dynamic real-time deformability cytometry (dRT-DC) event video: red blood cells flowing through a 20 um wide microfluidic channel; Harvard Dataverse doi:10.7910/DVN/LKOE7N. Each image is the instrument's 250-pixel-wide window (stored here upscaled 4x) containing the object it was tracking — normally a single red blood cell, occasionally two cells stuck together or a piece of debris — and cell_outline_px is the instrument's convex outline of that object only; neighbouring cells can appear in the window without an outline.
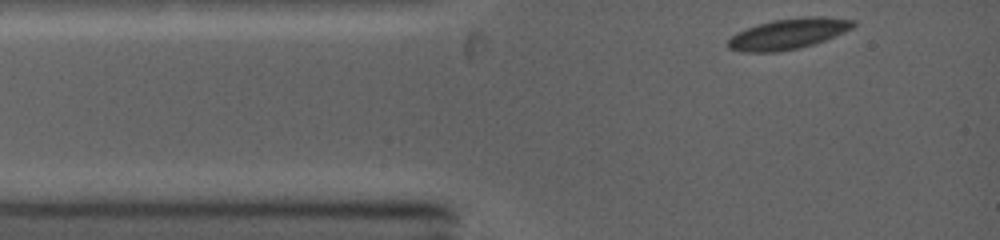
{"species": "common noctule bat (a hibernating species)", "species_latin": "Nyctalus noctula", "temperature_condition": "warm", "stored_images_in_passage": 43, "camera_frame_rate_fps": 5000, "um_per_image_px": 0.085, "animal": {"sex": "female", "body_mass_g": 19.0, "forearm_length_mm": 53.3}, "frame": {"image": 1, "passage_image": 1, "time_ms": 0.0, "image_size_px": [1000, 240], "cell_outline_px": [[856, 24], [852, 28], [844, 32], [824, 40], [812, 44], [796, 48], [776, 52], [740, 52], [728, 48], [728, 40], [736, 32], [772, 20], [812, 16], [824, 16], [856, 20]], "centroid_in_image_um": [67.01, 2.87], "position_along_channel_um": 18.0, "area_um2": 22.14}}
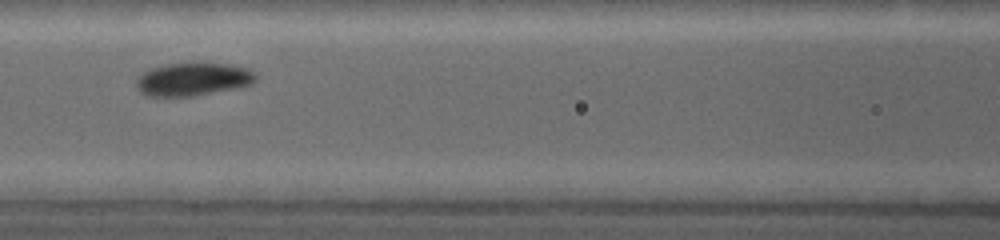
{"frame": {"image": 2, "passage_image": 17, "time_ms": 3.8, "image_size_px": [1000, 240], "cell_outline_px": [[256, 80], [252, 84], [192, 96], [148, 96], [140, 92], [136, 88], [136, 80], [144, 72], [152, 68], [168, 64], [188, 60], [204, 60], [228, 64], [244, 68], [252, 72], [256, 76]], "centroid_in_image_um": [16.37, 6.68], "position_along_channel_um": 150.2, "area_um2": 23.41}}
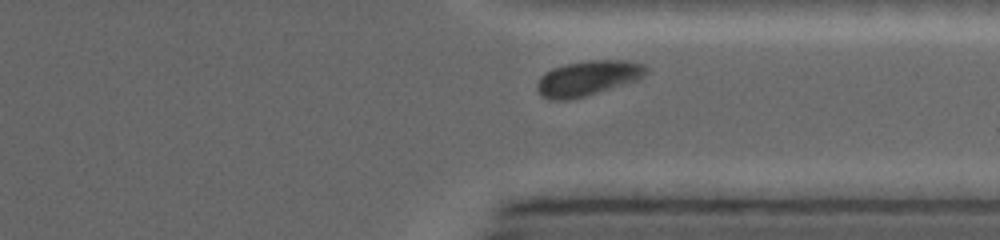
{"frame": {"image": 3, "passage_image": 39, "time_ms": 8.8, "image_size_px": [1000, 240], "cell_outline_px": [[648, 72], [644, 76], [636, 80], [584, 96], [568, 100], [552, 100], [544, 96], [536, 88], [536, 84], [540, 76], [544, 72], [564, 64], [592, 60], [628, 60], [640, 64], [648, 68]], "centroid_in_image_um": [49.94, 6.63], "position_along_channel_um": 361.5, "area_um2": 21.96}, "authors_computed_cell_mechanics": {"area_um2": 22.0796, "velocity_mm_per_s": 4.2213, "shape_relaxation_time_tau1_ms": 1.8092, "shape_relaxation_time_tau2_ms": null, "deformation_change_tau1": 0.1, "deformation_change_tau2": null}}